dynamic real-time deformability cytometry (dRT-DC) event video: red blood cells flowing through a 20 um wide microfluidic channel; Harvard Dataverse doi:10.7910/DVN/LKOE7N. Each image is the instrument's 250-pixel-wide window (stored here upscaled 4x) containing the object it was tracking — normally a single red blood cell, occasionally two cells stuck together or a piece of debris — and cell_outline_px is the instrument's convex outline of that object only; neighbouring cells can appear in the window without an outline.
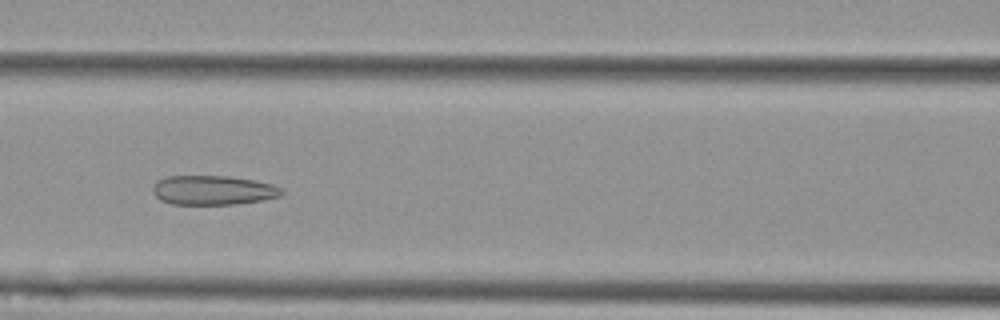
{"species": "Egyptian fruit bat (a non-hibernating species)", "species_latin": "Rousettus aegyptiacus", "temperature_condition": "cold", "stored_images_in_passage": 10, "camera_frame_rate_fps": 3000, "um_per_image_px": 0.085, "animal": {"sex": "female"}, "frame": {"image": 1, "passage_image": 6, "time_ms": 1.667, "image_size_px": [1000, 320], "cell_outline_px": [[284, 192], [280, 196], [264, 200], [232, 204], [172, 204], [160, 200], [152, 192], [152, 188], [156, 180], [168, 176], [228, 176], [252, 180], [272, 184], [284, 188]], "centroid_in_image_um": [18.11, 16.16], "position_along_channel_um": 148.5, "area_um2": 22.14}}
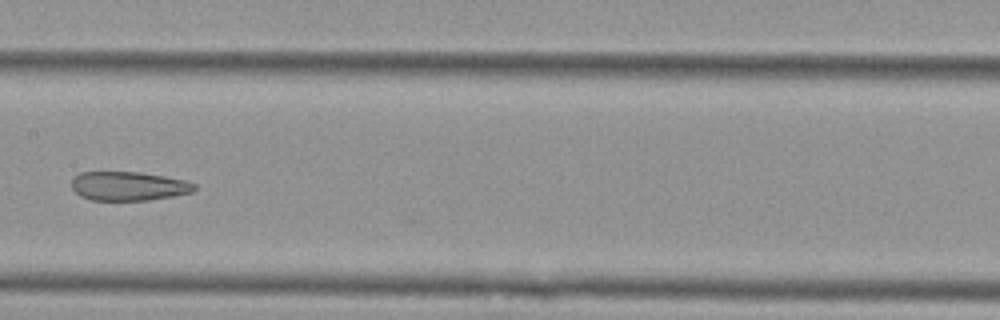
{"frame": {"image": 2, "passage_image": 7, "time_ms": 2.0, "image_size_px": [1000, 320], "cell_outline_px": [[196, 188], [192, 192], [172, 196], [148, 200], [92, 200], [80, 196], [72, 188], [72, 176], [80, 172], [140, 172], [164, 176], [184, 180], [196, 184]], "centroid_in_image_um": [10.9, 15.81], "position_along_channel_um": 196.5, "area_um2": 20.75}}
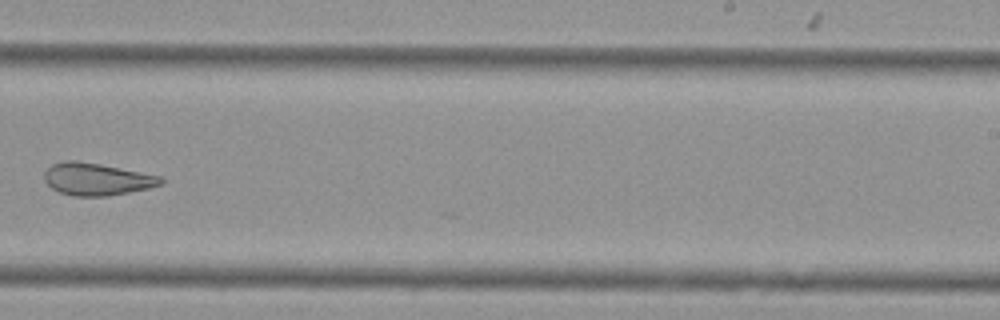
{"frame": {"image": 3, "passage_image": 9, "time_ms": 2.667, "image_size_px": [1000, 320], "cell_outline_px": [[164, 184], [148, 188], [108, 196], [72, 196], [60, 192], [52, 188], [44, 180], [44, 172], [52, 164], [64, 160], [76, 160], [100, 164], [160, 176], [164, 180]], "centroid_in_image_um": [8.2, 15.23], "position_along_channel_um": 280.8, "area_um2": 21.85}}